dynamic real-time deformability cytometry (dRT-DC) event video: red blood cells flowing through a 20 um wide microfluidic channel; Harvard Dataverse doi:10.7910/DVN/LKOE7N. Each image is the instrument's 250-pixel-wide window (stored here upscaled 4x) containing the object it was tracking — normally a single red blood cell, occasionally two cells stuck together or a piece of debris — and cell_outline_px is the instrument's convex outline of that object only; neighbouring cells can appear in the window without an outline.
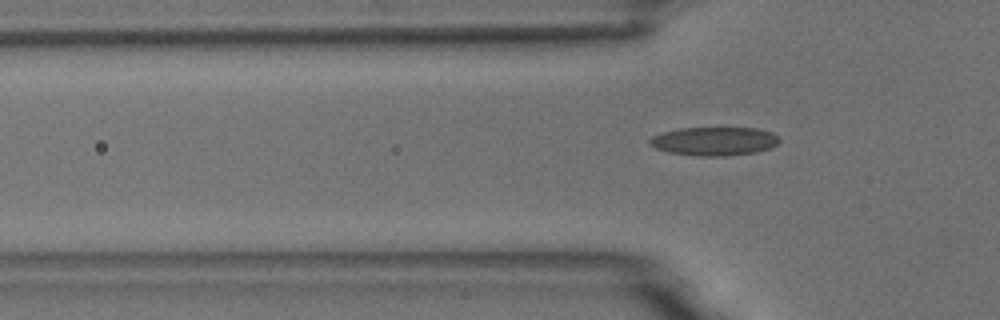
{"species": "common noctule bat (a hibernating species)", "species_latin": "Nyctalus noctula", "temperature_condition": "room temperature", "stored_images_in_passage": 2, "camera_frame_rate_fps": 3000, "um_per_image_px": 0.085, "animal": {"sex": "male", "body_mass_g": 18.8}, "frame": {"image": 1, "passage_image": 2, "time_ms": 2.0, "image_size_px": [1000, 320], "cell_outline_px": [[780, 140], [772, 148], [756, 152], [724, 156], [696, 156], [668, 152], [656, 148], [648, 144], [648, 140], [652, 136], [664, 132], [680, 128], [756, 128], [772, 132], [780, 136]], "centroid_in_image_um": [60.73, 12.0], "position_along_channel_um": 65.1, "area_um2": 21.73}}